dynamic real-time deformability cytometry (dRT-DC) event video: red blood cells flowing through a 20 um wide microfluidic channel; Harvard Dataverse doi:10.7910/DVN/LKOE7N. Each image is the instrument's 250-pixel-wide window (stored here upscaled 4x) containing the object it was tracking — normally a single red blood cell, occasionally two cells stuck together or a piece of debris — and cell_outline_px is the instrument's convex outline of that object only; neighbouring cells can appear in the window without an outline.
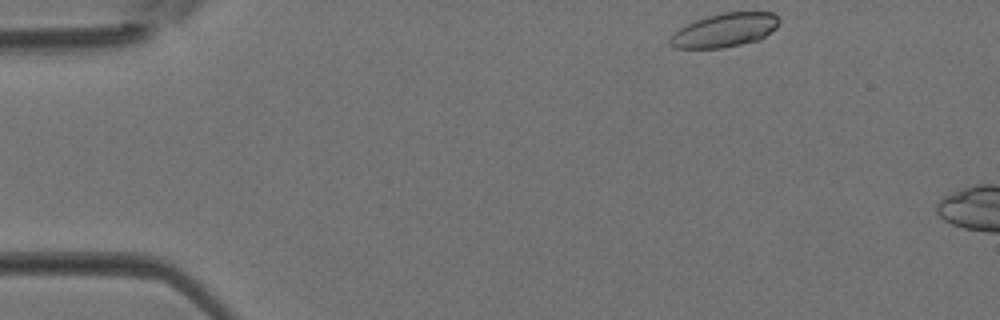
{"species": "Egyptian fruit bat (a non-hibernating species)", "species_latin": "Rousettus aegyptiacus", "temperature_condition": "room temperature", "stored_images_in_passage": 3, "camera_frame_rate_fps": 3000, "um_per_image_px": 0.085, "animal": {"sex": "female"}, "frame": {"image": 1, "passage_image": 1, "time_ms": 0.0, "image_size_px": [1000, 320], "cell_outline_px": [[780, 20], [776, 28], [760, 40], [720, 48], [672, 48], [668, 44], [668, 40], [680, 28], [696, 20], [708, 16], [724, 12], [772, 12]], "centroid_in_image_um": [61.6, 2.57], "position_along_channel_um": 23.4, "area_um2": 21.33}}